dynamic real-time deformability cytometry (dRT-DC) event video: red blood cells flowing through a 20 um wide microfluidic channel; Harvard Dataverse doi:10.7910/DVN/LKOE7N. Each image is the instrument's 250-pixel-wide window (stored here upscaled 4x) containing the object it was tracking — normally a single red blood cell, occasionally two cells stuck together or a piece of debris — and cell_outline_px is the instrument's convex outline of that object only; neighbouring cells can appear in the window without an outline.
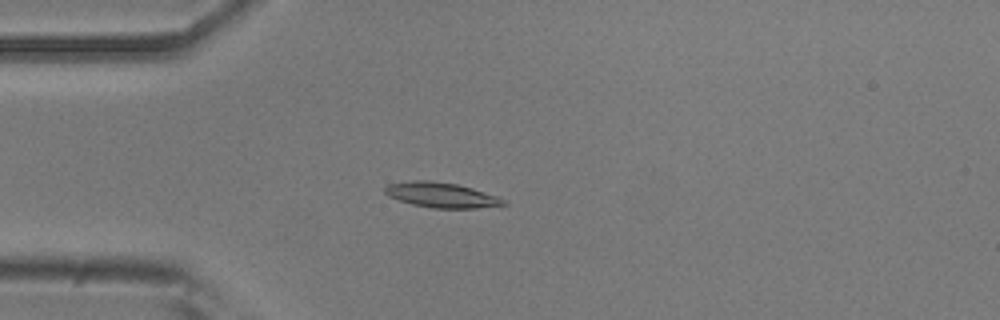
{"species": "common noctule bat (a hibernating species)", "species_latin": "Nyctalus noctula", "temperature_condition": "room temperature", "stored_images_in_passage": 52, "camera_frame_rate_fps": 3000, "um_per_image_px": 0.085, "animal": {"sex": "male", "body_mass_g": 20.5, "forearm_length_mm": 52.5}, "frame": {"image": 1, "passage_image": 13, "time_ms": 4.0, "image_size_px": [1000, 320], "cell_outline_px": [[508, 204], [476, 208], [432, 208], [412, 204], [388, 196], [384, 192], [384, 188], [388, 184], [412, 180], [428, 180], [456, 184], [472, 188], [496, 196], [504, 200]], "centroid_in_image_um": [37.48, 16.57], "position_along_channel_um": 47.5, "area_um2": 17.17}}
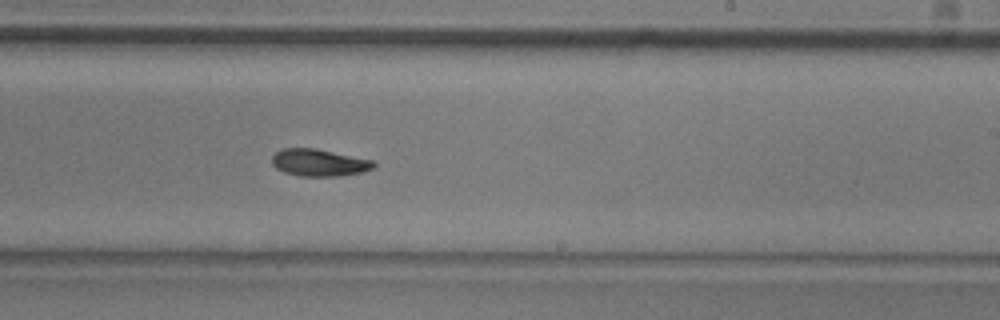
{"frame": {"image": 2, "passage_image": 31, "time_ms": 10.0, "image_size_px": [1000, 320], "cell_outline_px": [[376, 168], [360, 172], [340, 176], [300, 176], [284, 172], [276, 168], [272, 164], [272, 156], [276, 152], [284, 148], [316, 148], [376, 160]], "centroid_in_image_um": [27.17, 13.82], "position_along_channel_um": 261.8, "area_um2": 16.3}}
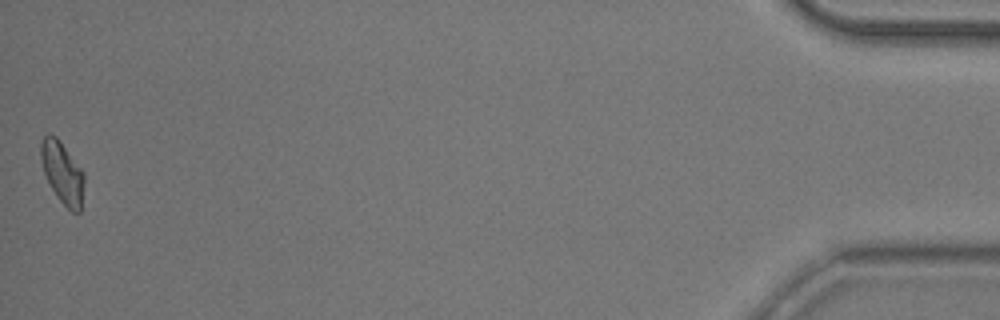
{"frame": {"image": 3, "passage_image": 52, "time_ms": 17.0, "image_size_px": [1000, 320], "cell_outline_px": [[84, 184], [80, 212], [72, 212], [56, 196], [44, 172], [40, 160], [40, 144], [44, 136], [48, 132], [56, 136], [84, 172]], "centroid_in_image_um": [5.29, 14.65], "position_along_channel_um": 429.9, "area_um2": 15.49}, "authors_computed_cell_mechanics": {"area_um2": 16.0973, "velocity_mm_per_s": 3.7884, "shape_relaxation_time_tau1_ms": 4.5048, "shape_relaxation_time_tau2_ms": null, "deformation_change_tau1": 0.181, "deformation_change_tau2": null}}